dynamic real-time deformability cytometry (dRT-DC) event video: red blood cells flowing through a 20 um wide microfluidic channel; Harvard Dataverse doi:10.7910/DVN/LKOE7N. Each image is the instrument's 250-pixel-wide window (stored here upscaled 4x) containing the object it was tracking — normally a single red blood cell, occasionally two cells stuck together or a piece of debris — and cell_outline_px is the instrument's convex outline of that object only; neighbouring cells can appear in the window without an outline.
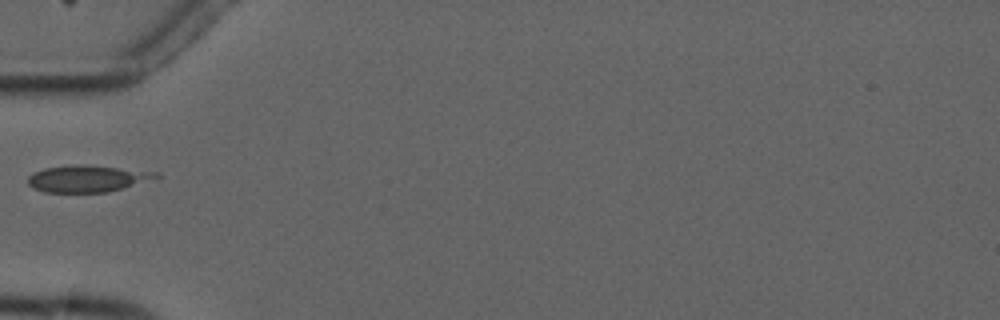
{"species": "common noctule bat (a hibernating species)", "species_latin": "Nyctalus noctula", "temperature_condition": "cold", "stored_images_in_passage": 1, "camera_frame_rate_fps": 3000, "um_per_image_px": 0.085, "animal": {"sex": "male", "forearm_length_mm": 52.5}, "frame": {"image": 1, "passage_image": 1, "time_ms": 0.0, "image_size_px": [1000, 320], "cell_outline_px": [[160, 176], [156, 180], [108, 192], [44, 192], [32, 188], [28, 184], [28, 176], [32, 172], [44, 168], [72, 164], [160, 172]], "centroid_in_image_um": [7.44, 15.19], "position_along_channel_um": 77.6, "area_um2": 20.11}}